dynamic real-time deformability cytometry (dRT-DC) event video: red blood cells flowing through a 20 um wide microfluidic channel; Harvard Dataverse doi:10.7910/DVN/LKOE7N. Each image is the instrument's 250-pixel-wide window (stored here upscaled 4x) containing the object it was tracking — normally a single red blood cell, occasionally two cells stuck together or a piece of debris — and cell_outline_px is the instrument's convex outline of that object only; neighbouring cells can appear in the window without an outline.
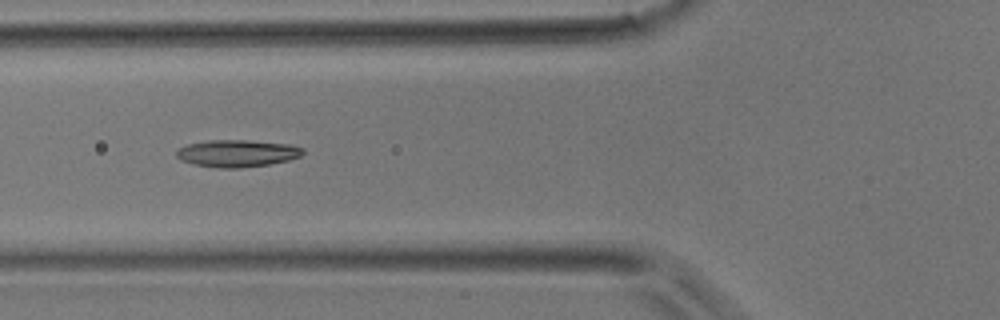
{"species": "common noctule bat (a hibernating species)", "species_latin": "Nyctalus noctula", "temperature_condition": "room temperature", "stored_images_in_passage": 3, "camera_frame_rate_fps": 3000, "um_per_image_px": 0.085, "animal": {"sex": "male", "body_mass_g": 17.9}, "frame": {"image": 1, "passage_image": 3, "time_ms": 2.0, "image_size_px": [1000, 320], "cell_outline_px": [[304, 152], [300, 156], [288, 160], [268, 164], [240, 168], [216, 168], [196, 164], [180, 160], [176, 156], [176, 152], [180, 148], [188, 144], [208, 140], [244, 140], [288, 144], [304, 148]], "centroid_in_image_um": [20.15, 13.03], "position_along_channel_um": 105.7, "area_um2": 19.83}}